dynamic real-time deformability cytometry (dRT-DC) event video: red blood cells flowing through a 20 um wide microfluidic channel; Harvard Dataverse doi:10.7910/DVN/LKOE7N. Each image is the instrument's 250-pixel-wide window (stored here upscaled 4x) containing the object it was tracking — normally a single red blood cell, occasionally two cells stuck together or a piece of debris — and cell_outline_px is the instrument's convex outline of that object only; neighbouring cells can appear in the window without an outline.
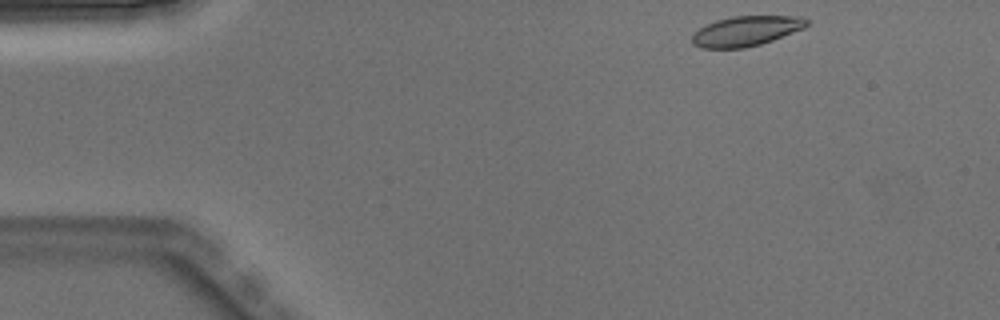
{"species": "Egyptian fruit bat (a non-hibernating species)", "species_latin": "Rousettus aegyptiacus", "temperature_condition": "warm", "stored_images_in_passage": 3, "camera_frame_rate_fps": 3000, "um_per_image_px": 0.085, "animal": {"sex": "male"}, "frame": {"image": 1, "passage_image": 1, "time_ms": 0.0, "image_size_px": [1000, 320], "cell_outline_px": [[808, 24], [804, 28], [772, 40], [760, 44], [744, 48], [700, 48], [692, 44], [692, 36], [700, 28], [716, 20], [732, 16], [800, 16], [808, 20]], "centroid_in_image_um": [63.41, 2.64], "position_along_channel_um": 21.6, "area_um2": 19.88}}